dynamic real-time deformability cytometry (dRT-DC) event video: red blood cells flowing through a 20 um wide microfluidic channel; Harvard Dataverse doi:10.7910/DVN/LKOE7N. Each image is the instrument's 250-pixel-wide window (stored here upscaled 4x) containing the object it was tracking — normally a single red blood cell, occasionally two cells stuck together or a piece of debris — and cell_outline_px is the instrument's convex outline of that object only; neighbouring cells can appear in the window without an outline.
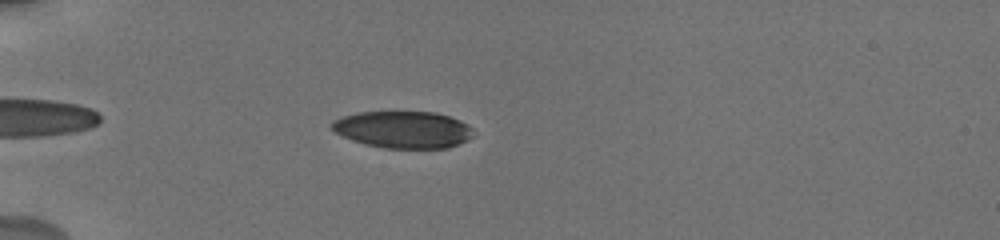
{"species": "human", "species_latin": "Homo sapiens", "temperature_condition": "cold", "stored_images_in_passage": 79, "camera_frame_rate_fps": 3000, "um_per_image_px": 0.085, "donor": {"sex": "male"}, "frame": {"image": 1, "passage_image": 14, "time_ms": 2.333, "image_size_px": [1000, 240], "cell_outline_px": [[472, 136], [468, 140], [460, 144], [448, 148], [384, 148], [364, 144], [352, 140], [336, 132], [332, 128], [332, 120], [340, 116], [356, 112], [436, 112], [460, 120], [468, 124], [472, 128]], "centroid_in_image_um": [34.27, 11.01], "position_along_channel_um": 50.7, "area_um2": 30.63}}
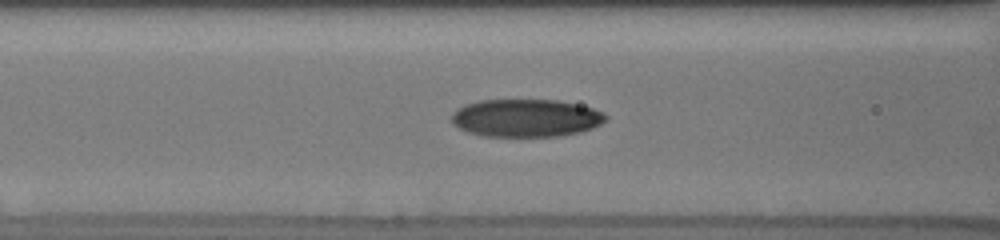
{"frame": {"image": 2, "passage_image": 28, "time_ms": 5.0, "image_size_px": [1000, 240], "cell_outline_px": [[608, 120], [592, 128], [580, 132], [560, 136], [480, 136], [468, 132], [460, 128], [452, 120], [452, 112], [456, 108], [464, 104], [480, 100], [556, 100], [576, 104], [592, 108], [604, 112], [608, 116]], "centroid_in_image_um": [44.71, 10.03], "position_along_channel_um": 121.9, "area_um2": 34.04}}
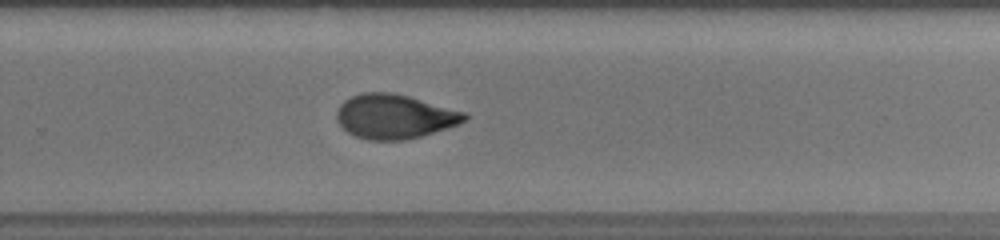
{"frame": {"image": 3, "passage_image": 52, "time_ms": 9.667, "image_size_px": [1000, 240], "cell_outline_px": [[468, 116], [464, 120], [456, 124], [420, 136], [404, 140], [368, 140], [356, 136], [348, 132], [336, 120], [336, 112], [340, 104], [344, 100], [352, 96], [364, 92], [392, 92], [408, 96], [468, 112]], "centroid_in_image_um": [33.51, 9.89], "position_along_channel_um": 296.3, "area_um2": 32.83}, "authors_computed_cell_mechanics": {"area_um2": 32.8304, "velocity_mm_per_s": 3.7514, "shape_relaxation_time_tau1_ms": 4.4509, "shape_relaxation_time_tau2_ms": 1.7431, "deformation_change_tau1": 0.1709, "deformation_change_tau2": 0.0656}}